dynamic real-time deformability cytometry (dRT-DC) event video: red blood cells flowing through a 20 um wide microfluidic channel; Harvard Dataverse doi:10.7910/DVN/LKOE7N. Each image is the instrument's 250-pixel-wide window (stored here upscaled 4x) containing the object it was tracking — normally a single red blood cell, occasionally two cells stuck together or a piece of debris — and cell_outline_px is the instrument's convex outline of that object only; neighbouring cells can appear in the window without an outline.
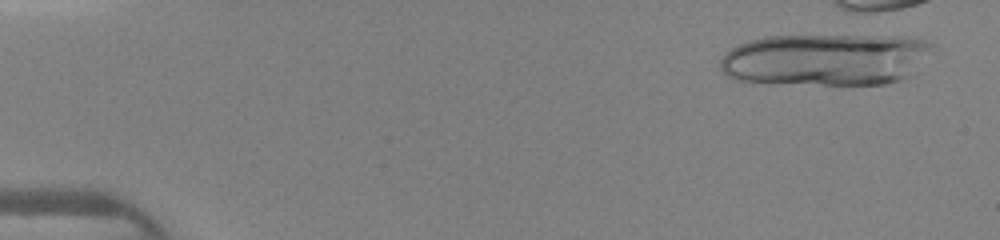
{"species": "human", "species_latin": "Homo sapiens", "temperature_condition": "warm", "stored_images_in_passage": 5, "camera_frame_rate_fps": 3000, "um_per_image_px": 0.085, "donor": {"sex": "female"}, "frame": {"image": 1, "passage_image": 2, "time_ms": 0.333, "image_size_px": [1000, 240], "cell_outline_px": [[932, 44], [916, 76], [884, 84], [768, 84], [736, 80], [728, 76], [720, 68], [720, 60], [732, 48], [748, 40], [764, 36], [904, 36], [924, 40]], "centroid_in_image_um": [70.19, 5.08], "position_along_channel_um": 14.8, "area_um2": 64.97}}